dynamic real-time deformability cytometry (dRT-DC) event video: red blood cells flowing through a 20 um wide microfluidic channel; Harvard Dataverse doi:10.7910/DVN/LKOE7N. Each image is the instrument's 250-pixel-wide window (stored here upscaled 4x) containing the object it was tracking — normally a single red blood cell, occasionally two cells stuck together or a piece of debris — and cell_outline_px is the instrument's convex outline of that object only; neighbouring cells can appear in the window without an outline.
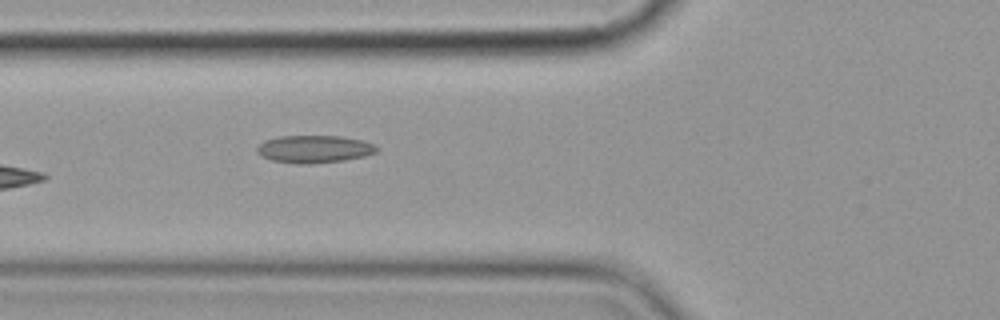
{"species": "common noctule bat (a hibernating species)", "species_latin": "Nyctalus noctula", "temperature_condition": "cold", "stored_images_in_passage": 6, "camera_frame_rate_fps": 3000, "um_per_image_px": 0.085, "animal": {"sex": "female", "body_mass_g": 19.9}, "frame": {"image": 1, "passage_image": 6, "time_ms": 6.0, "image_size_px": [1000, 320], "cell_outline_px": [[380, 148], [376, 152], [364, 156], [344, 160], [308, 164], [296, 164], [272, 160], [260, 156], [256, 152], [256, 148], [264, 140], [280, 136], [340, 136], [360, 140], [372, 144]], "centroid_in_image_um": [26.67, 12.67], "position_along_channel_um": 99.1, "area_um2": 19.19}}